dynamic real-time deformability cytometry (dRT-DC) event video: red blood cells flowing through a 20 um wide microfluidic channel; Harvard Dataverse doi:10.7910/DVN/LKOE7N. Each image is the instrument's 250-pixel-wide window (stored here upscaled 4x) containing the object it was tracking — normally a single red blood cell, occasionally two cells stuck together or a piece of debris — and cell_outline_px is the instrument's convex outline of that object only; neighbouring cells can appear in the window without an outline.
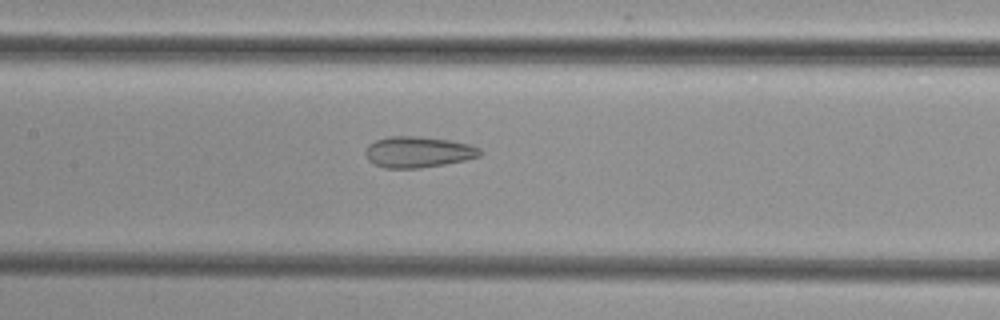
{"species": "common noctule bat (a hibernating species)", "species_latin": "Nyctalus noctula", "temperature_condition": "cold", "stored_images_in_passage": 36, "camera_frame_rate_fps": 3000, "um_per_image_px": 0.085, "animal": {"sex": "female", "body_mass_g": 29.2, "forearm_length_mm": 56.3}, "frame": {"image": 1, "passage_image": 9, "time_ms": 2.667, "image_size_px": [1000, 320], "cell_outline_px": [[480, 156], [464, 160], [444, 164], [420, 168], [384, 168], [368, 160], [364, 156], [364, 152], [368, 144], [376, 140], [388, 136], [420, 136], [448, 140], [472, 144], [480, 148]], "centroid_in_image_um": [35.51, 12.91], "position_along_channel_um": 171.9, "area_um2": 20.81}}
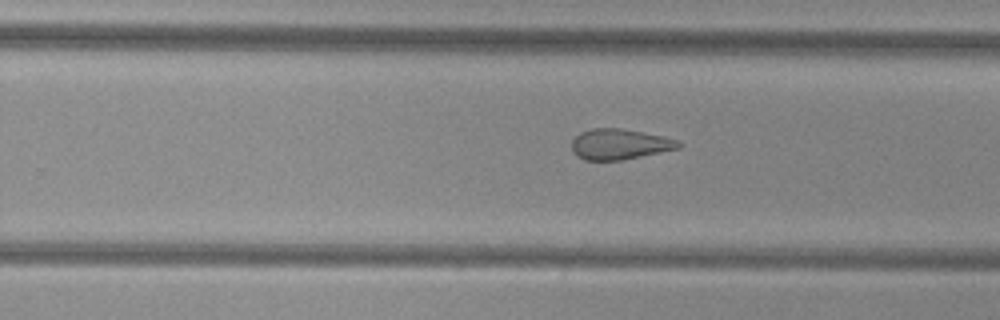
{"frame": {"image": 2, "passage_image": 17, "time_ms": 5.333, "image_size_px": [1000, 320], "cell_outline_px": [[680, 148], [624, 160], [584, 160], [576, 156], [572, 152], [572, 140], [580, 132], [592, 128], [620, 128], [644, 132], [664, 136], [680, 140]], "centroid_in_image_um": [52.67, 12.26], "position_along_channel_um": 277.1, "area_um2": 19.25}}
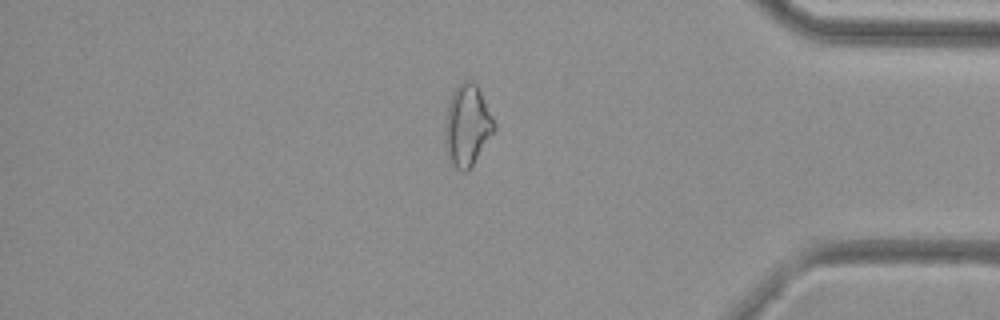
{"frame": {"image": 3, "passage_image": 28, "time_ms": 9.0, "image_size_px": [1000, 320], "cell_outline_px": [[496, 128], [472, 168], [468, 172], [460, 172], [456, 168], [448, 156], [444, 140], [444, 120], [448, 104], [452, 92], [464, 80], [472, 80], [476, 84], [496, 124]], "centroid_in_image_um": [39.7, 10.7], "position_along_channel_um": 395.5, "area_um2": 23.52}}